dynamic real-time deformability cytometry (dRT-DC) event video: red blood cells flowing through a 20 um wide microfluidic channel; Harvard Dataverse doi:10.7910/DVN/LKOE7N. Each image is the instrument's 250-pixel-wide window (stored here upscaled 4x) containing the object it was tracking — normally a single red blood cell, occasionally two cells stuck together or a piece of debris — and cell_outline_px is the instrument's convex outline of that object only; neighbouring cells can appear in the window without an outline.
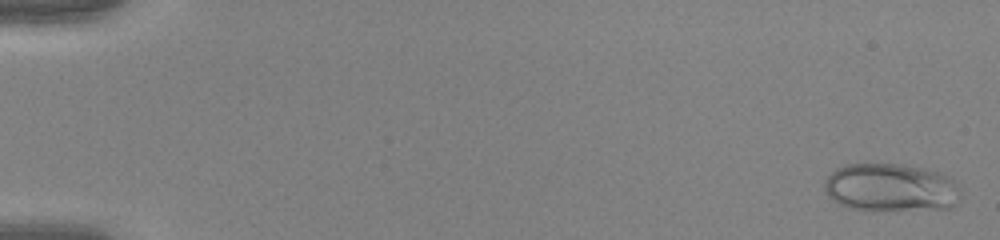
{"species": "human", "species_latin": "Homo sapiens", "temperature_condition": "warm", "stored_images_in_passage": 53, "camera_frame_rate_fps": 3000, "um_per_image_px": 0.085, "donor": {"sex": "female"}, "frame": {"image": 1, "passage_image": 2, "time_ms": 0.333, "image_size_px": [1000, 240], "cell_outline_px": [[960, 196], [956, 204], [948, 208], [872, 212], [848, 208], [840, 204], [828, 196], [824, 192], [824, 180], [836, 168], [848, 164], [904, 164], [924, 168], [940, 172], [952, 180], [960, 188]], "centroid_in_image_um": [75.7, 15.97], "position_along_channel_um": 9.3, "area_um2": 38.9}}
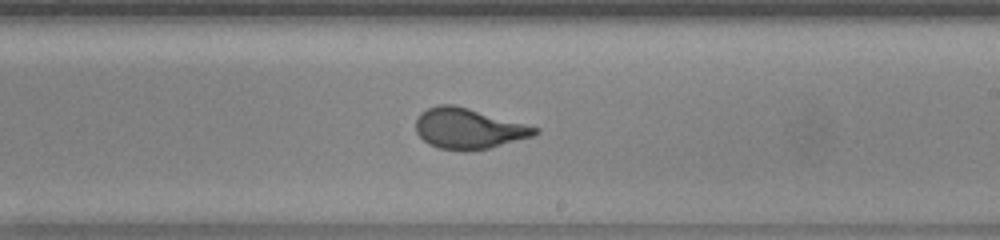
{"frame": {"image": 2, "passage_image": 33, "time_ms": 10.667, "image_size_px": [1000, 240], "cell_outline_px": [[540, 132], [532, 136], [488, 148], [468, 152], [464, 152], [440, 148], [428, 144], [416, 132], [416, 116], [420, 112], [428, 108], [440, 104], [452, 104], [468, 108], [540, 128]], "centroid_in_image_um": [39.79, 10.93], "position_along_channel_um": 249.2, "area_um2": 28.09}}
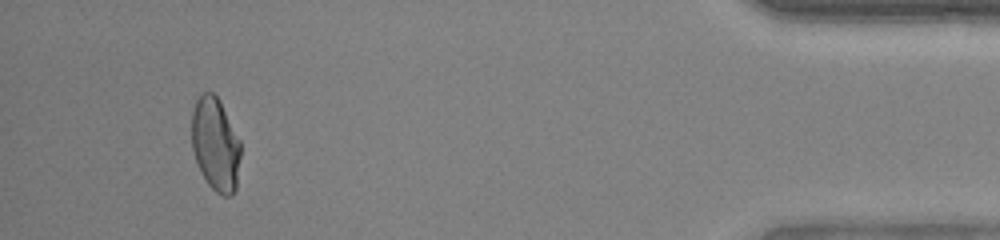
{"frame": {"image": 3, "passage_image": 50, "time_ms": 16.333, "image_size_px": [1000, 240], "cell_outline_px": [[240, 156], [236, 188], [232, 196], [224, 196], [216, 192], [208, 184], [200, 172], [192, 148], [192, 112], [196, 100], [204, 92], [212, 92], [220, 100], [240, 140]], "centroid_in_image_um": [18.32, 12.28], "position_along_channel_um": 416.9, "area_um2": 26.65}}